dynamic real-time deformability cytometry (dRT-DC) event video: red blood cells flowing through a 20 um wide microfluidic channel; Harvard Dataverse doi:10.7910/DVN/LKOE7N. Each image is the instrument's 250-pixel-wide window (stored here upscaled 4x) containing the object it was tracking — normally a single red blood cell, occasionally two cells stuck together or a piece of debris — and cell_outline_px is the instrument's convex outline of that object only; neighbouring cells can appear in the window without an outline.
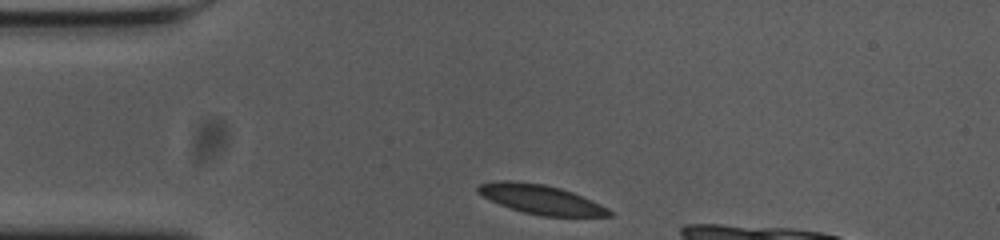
{"species": "common noctule bat (a hibernating species)", "species_latin": "Nyctalus noctula", "temperature_condition": "cold", "stored_images_in_passage": 34, "camera_frame_rate_fps": 3000, "um_per_image_px": 0.085, "animal": {"sex": "female", "body_mass_g": 23.0, "forearm_length_mm": 53.4}, "frame": {"image": 1, "passage_image": 1, "time_ms": 0.0, "image_size_px": [1000, 240], "cell_outline_px": [[612, 216], [544, 216], [524, 212], [500, 204], [476, 192], [476, 188], [480, 184], [500, 180], [508, 180], [544, 184], [560, 188], [572, 192], [592, 200], [608, 208], [612, 212]], "centroid_in_image_um": [45.99, 16.94], "position_along_channel_um": 39.0, "area_um2": 22.08}}
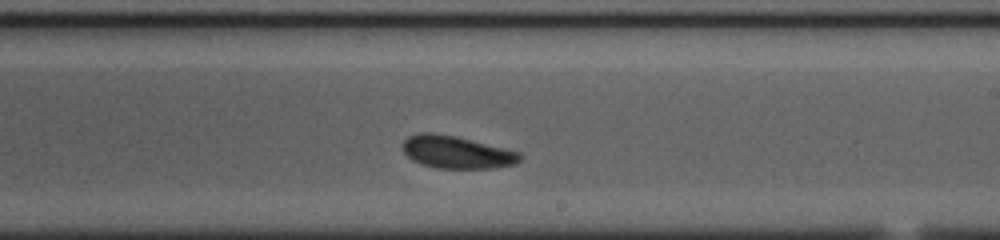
{"frame": {"image": 2, "passage_image": 21, "time_ms": 6.667, "image_size_px": [1000, 240], "cell_outline_px": [[524, 156], [516, 164], [492, 168], [436, 168], [420, 164], [412, 160], [404, 152], [404, 140], [408, 136], [420, 132], [432, 132], [456, 136], [520, 152]], "centroid_in_image_um": [38.82, 12.93], "position_along_channel_um": 250.2, "area_um2": 22.25}}
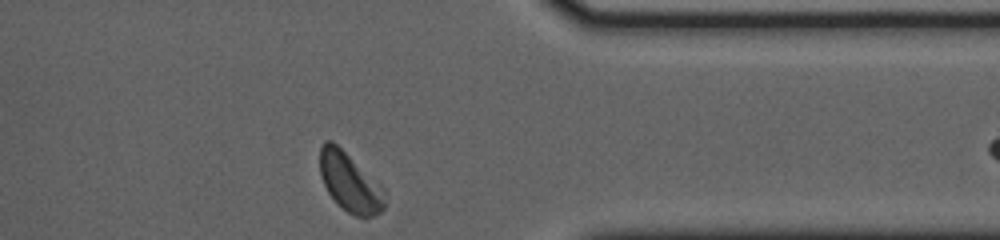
{"frame": {"image": 3, "passage_image": 33, "time_ms": 10.667, "image_size_px": [1000, 240], "cell_outline_px": [[384, 208], [380, 212], [372, 216], [356, 216], [348, 212], [336, 204], [328, 192], [320, 176], [320, 148], [324, 140], [332, 140], [348, 156], [384, 200]], "centroid_in_image_um": [29.55, 15.52], "position_along_channel_um": 381.8, "area_um2": 20.23}}